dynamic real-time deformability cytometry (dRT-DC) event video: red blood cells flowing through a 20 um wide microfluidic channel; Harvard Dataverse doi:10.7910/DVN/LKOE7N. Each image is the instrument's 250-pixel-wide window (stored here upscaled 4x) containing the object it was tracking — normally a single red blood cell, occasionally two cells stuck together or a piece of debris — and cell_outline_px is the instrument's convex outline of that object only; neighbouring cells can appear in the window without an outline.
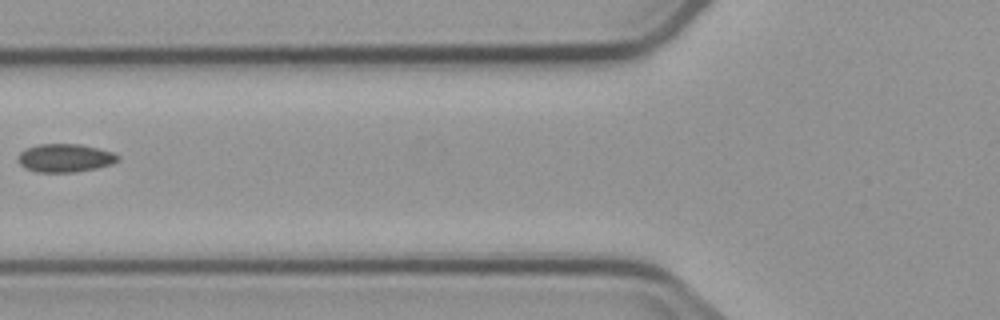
{"species": "common noctule bat (a hibernating species)", "species_latin": "Nyctalus noctula", "temperature_condition": "cold", "stored_images_in_passage": 5, "camera_frame_rate_fps": 3000, "um_per_image_px": 0.085, "animal": {"sex": "male", "body_mass_g": 23.1, "forearm_length_mm": 52.7}, "frame": {"image": 1, "passage_image": 4, "time_ms": 3.667, "image_size_px": [1000, 320], "cell_outline_px": [[120, 160], [112, 164], [96, 168], [76, 172], [36, 172], [24, 168], [16, 160], [20, 152], [28, 148], [40, 144], [80, 144], [112, 152], [120, 156]], "centroid_in_image_um": [5.52, 13.44], "position_along_channel_um": 120.3, "area_um2": 16.47}}
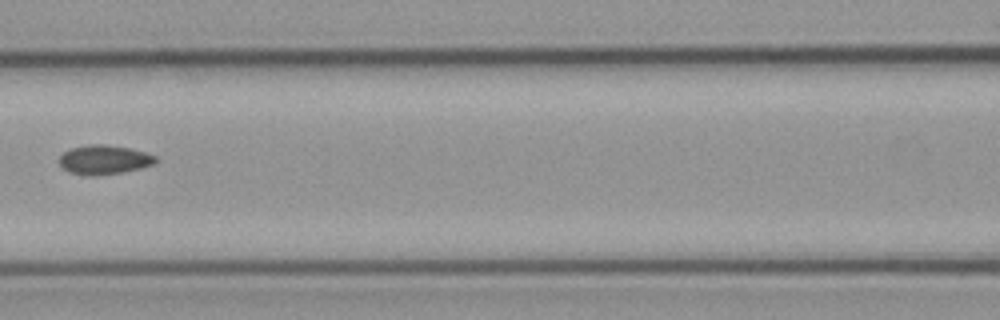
{"frame": {"image": 2, "passage_image": 5, "time_ms": 4.667, "image_size_px": [1000, 320], "cell_outline_px": [[156, 160], [152, 164], [140, 168], [120, 172], [92, 176], [88, 176], [68, 172], [60, 164], [60, 156], [64, 152], [72, 148], [88, 144], [104, 144], [128, 148], [144, 152], [156, 156]], "centroid_in_image_um": [8.81, 13.57], "position_along_channel_um": 157.8, "area_um2": 16.13}}